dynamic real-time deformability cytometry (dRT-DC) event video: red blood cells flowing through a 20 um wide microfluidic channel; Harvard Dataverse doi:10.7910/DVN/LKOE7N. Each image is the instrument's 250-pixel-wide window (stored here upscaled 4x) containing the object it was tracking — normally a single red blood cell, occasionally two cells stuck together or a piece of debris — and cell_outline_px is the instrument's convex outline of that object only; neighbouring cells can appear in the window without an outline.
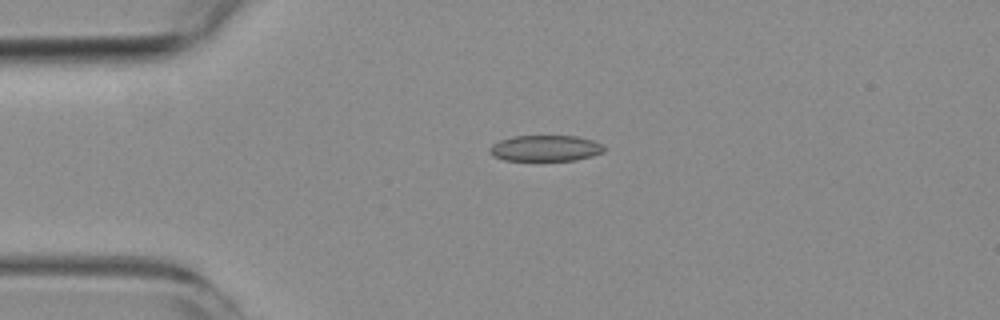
{"species": "common noctule bat (a hibernating species)", "species_latin": "Nyctalus noctula", "temperature_condition": "room temperature", "stored_images_in_passage": 3, "camera_frame_rate_fps": 3000, "um_per_image_px": 0.085, "animal": {"sex": "female", "body_mass_g": 19.3, "forearm_length_mm": 54.1}, "frame": {"image": 1, "passage_image": 1, "time_ms": 0.0, "image_size_px": [1000, 320], "cell_outline_px": [[604, 152], [592, 156], [576, 160], [504, 160], [492, 156], [488, 152], [488, 148], [492, 144], [500, 140], [512, 136], [576, 136], [592, 140], [604, 144]], "centroid_in_image_um": [46.34, 12.6], "position_along_channel_um": 38.7, "area_um2": 17.46}}
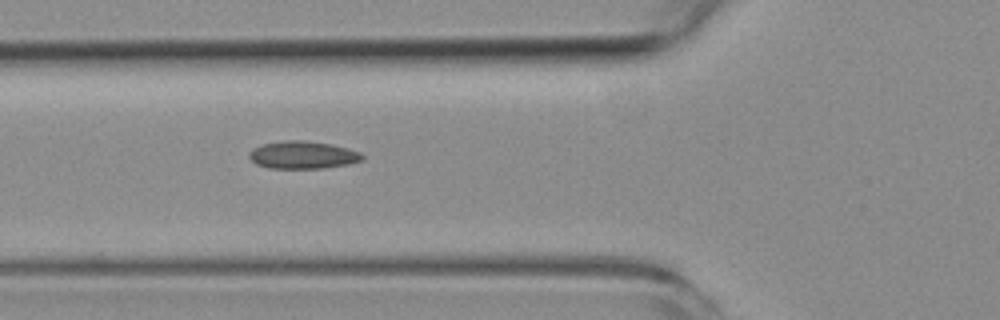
{"frame": {"image": 2, "passage_image": 3, "time_ms": 2.333, "image_size_px": [1000, 320], "cell_outline_px": [[364, 160], [348, 164], [324, 168], [268, 168], [256, 164], [248, 156], [248, 152], [252, 148], [260, 144], [284, 140], [304, 140], [332, 144], [348, 148], [360, 152], [364, 156]], "centroid_in_image_um": [25.72, 13.16], "position_along_channel_um": 100.1, "area_um2": 18.44}}